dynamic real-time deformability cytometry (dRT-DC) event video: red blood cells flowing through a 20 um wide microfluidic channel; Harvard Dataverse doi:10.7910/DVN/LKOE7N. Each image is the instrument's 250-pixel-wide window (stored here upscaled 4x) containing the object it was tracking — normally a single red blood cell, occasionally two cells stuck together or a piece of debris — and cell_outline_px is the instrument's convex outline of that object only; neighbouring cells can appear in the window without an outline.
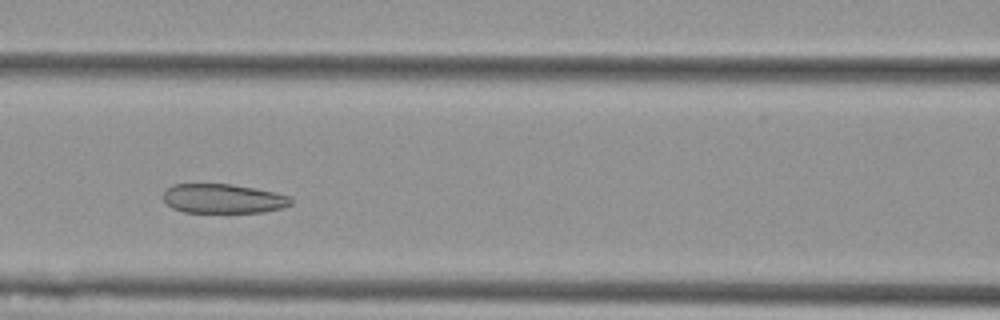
{"species": "Egyptian fruit bat (a non-hibernating species)", "species_latin": "Rousettus aegyptiacus", "temperature_condition": "cold", "stored_images_in_passage": 48, "camera_frame_rate_fps": 3000, "um_per_image_px": 0.085, "animal": {"sex": "female"}, "frame": {"image": 1, "passage_image": 16, "time_ms": 5.0, "image_size_px": [1000, 320], "cell_outline_px": [[292, 204], [284, 208], [264, 212], [184, 212], [172, 208], [164, 200], [164, 192], [172, 184], [232, 184], [272, 192], [288, 196], [292, 200]], "centroid_in_image_um": [18.97, 16.89], "position_along_channel_um": 147.6, "area_um2": 21.68}}
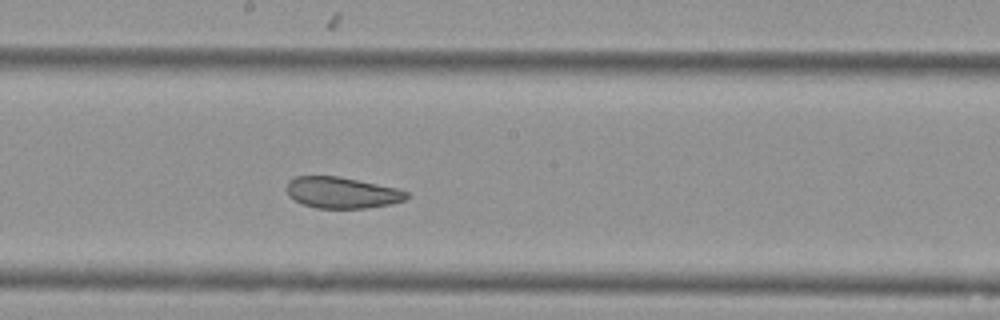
{"frame": {"image": 2, "passage_image": 22, "time_ms": 7.0, "image_size_px": [1000, 320], "cell_outline_px": [[408, 196], [404, 200], [392, 204], [364, 208], [316, 208], [304, 204], [288, 196], [288, 180], [296, 176], [336, 176], [396, 188], [408, 192]], "centroid_in_image_um": [29.05, 16.38], "position_along_channel_um": 219.1, "area_um2": 21.5}}
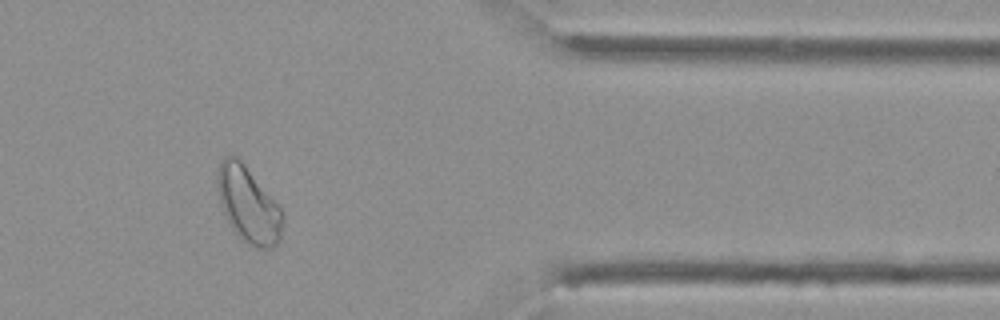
{"frame": {"image": 3, "passage_image": 38, "time_ms": 12.333, "image_size_px": [1000, 320], "cell_outline_px": [[284, 216], [280, 240], [272, 248], [256, 248], [248, 244], [228, 224], [224, 216], [220, 204], [216, 184], [216, 172], [224, 156], [236, 156], [244, 164], [284, 212]], "centroid_in_image_um": [21.09, 17.41], "position_along_channel_um": 390.3, "area_um2": 28.84}, "authors_computed_cell_mechanics": {"area_um2": 25.5765, "velocity_mm_per_s": 3.5919, "shape_relaxation_time_tau1_ms": null, "shape_relaxation_time_tau2_ms": 1.8233, "deformation_change_tau1": null, "deformation_change_tau2": 0.0836}}